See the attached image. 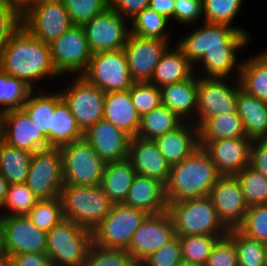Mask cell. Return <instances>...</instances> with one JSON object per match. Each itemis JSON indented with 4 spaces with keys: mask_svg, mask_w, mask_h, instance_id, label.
Segmentation results:
<instances>
[{
    "mask_svg": "<svg viewBox=\"0 0 267 266\" xmlns=\"http://www.w3.org/2000/svg\"><path fill=\"white\" fill-rule=\"evenodd\" d=\"M179 41L177 46L192 64L201 62L205 78L225 79L235 65L239 76L236 51L247 45L249 36L242 28L204 21L201 28Z\"/></svg>",
    "mask_w": 267,
    "mask_h": 266,
    "instance_id": "cell-1",
    "label": "cell"
},
{
    "mask_svg": "<svg viewBox=\"0 0 267 266\" xmlns=\"http://www.w3.org/2000/svg\"><path fill=\"white\" fill-rule=\"evenodd\" d=\"M0 69L32 89L33 83L45 76L50 79L60 76L51 61L50 45L35 38L23 24L11 34L2 50Z\"/></svg>",
    "mask_w": 267,
    "mask_h": 266,
    "instance_id": "cell-2",
    "label": "cell"
},
{
    "mask_svg": "<svg viewBox=\"0 0 267 266\" xmlns=\"http://www.w3.org/2000/svg\"><path fill=\"white\" fill-rule=\"evenodd\" d=\"M220 177L209 154L199 147L185 160L171 166L165 185L167 204L208 196Z\"/></svg>",
    "mask_w": 267,
    "mask_h": 266,
    "instance_id": "cell-3",
    "label": "cell"
},
{
    "mask_svg": "<svg viewBox=\"0 0 267 266\" xmlns=\"http://www.w3.org/2000/svg\"><path fill=\"white\" fill-rule=\"evenodd\" d=\"M60 198L64 218L92 232L109 214L114 204L100 185H63Z\"/></svg>",
    "mask_w": 267,
    "mask_h": 266,
    "instance_id": "cell-4",
    "label": "cell"
},
{
    "mask_svg": "<svg viewBox=\"0 0 267 266\" xmlns=\"http://www.w3.org/2000/svg\"><path fill=\"white\" fill-rule=\"evenodd\" d=\"M168 212L174 224L175 235L179 237L227 236L228 229L219 220L216 209L208 196L170 203Z\"/></svg>",
    "mask_w": 267,
    "mask_h": 266,
    "instance_id": "cell-5",
    "label": "cell"
},
{
    "mask_svg": "<svg viewBox=\"0 0 267 266\" xmlns=\"http://www.w3.org/2000/svg\"><path fill=\"white\" fill-rule=\"evenodd\" d=\"M93 244V232L64 219L47 232L46 254L51 266L85 263Z\"/></svg>",
    "mask_w": 267,
    "mask_h": 266,
    "instance_id": "cell-6",
    "label": "cell"
},
{
    "mask_svg": "<svg viewBox=\"0 0 267 266\" xmlns=\"http://www.w3.org/2000/svg\"><path fill=\"white\" fill-rule=\"evenodd\" d=\"M21 24L46 44H51L74 25L61 0L29 2L21 10Z\"/></svg>",
    "mask_w": 267,
    "mask_h": 266,
    "instance_id": "cell-7",
    "label": "cell"
},
{
    "mask_svg": "<svg viewBox=\"0 0 267 266\" xmlns=\"http://www.w3.org/2000/svg\"><path fill=\"white\" fill-rule=\"evenodd\" d=\"M59 149L62 154L64 185H100L106 163L84 138Z\"/></svg>",
    "mask_w": 267,
    "mask_h": 266,
    "instance_id": "cell-8",
    "label": "cell"
},
{
    "mask_svg": "<svg viewBox=\"0 0 267 266\" xmlns=\"http://www.w3.org/2000/svg\"><path fill=\"white\" fill-rule=\"evenodd\" d=\"M140 209L114 203L109 214L93 232V244L107 249L127 250L132 236L147 217Z\"/></svg>",
    "mask_w": 267,
    "mask_h": 266,
    "instance_id": "cell-9",
    "label": "cell"
},
{
    "mask_svg": "<svg viewBox=\"0 0 267 266\" xmlns=\"http://www.w3.org/2000/svg\"><path fill=\"white\" fill-rule=\"evenodd\" d=\"M82 76L105 93L126 91L135 83L123 49L92 54Z\"/></svg>",
    "mask_w": 267,
    "mask_h": 266,
    "instance_id": "cell-10",
    "label": "cell"
},
{
    "mask_svg": "<svg viewBox=\"0 0 267 266\" xmlns=\"http://www.w3.org/2000/svg\"><path fill=\"white\" fill-rule=\"evenodd\" d=\"M26 184L39 200L61 196L64 180L59 148H49L32 154Z\"/></svg>",
    "mask_w": 267,
    "mask_h": 266,
    "instance_id": "cell-11",
    "label": "cell"
},
{
    "mask_svg": "<svg viewBox=\"0 0 267 266\" xmlns=\"http://www.w3.org/2000/svg\"><path fill=\"white\" fill-rule=\"evenodd\" d=\"M49 45L52 64L60 76L66 71L82 75L87 70L93 53L82 25H73Z\"/></svg>",
    "mask_w": 267,
    "mask_h": 266,
    "instance_id": "cell-12",
    "label": "cell"
},
{
    "mask_svg": "<svg viewBox=\"0 0 267 266\" xmlns=\"http://www.w3.org/2000/svg\"><path fill=\"white\" fill-rule=\"evenodd\" d=\"M60 93L82 132L103 119L105 92L82 75Z\"/></svg>",
    "mask_w": 267,
    "mask_h": 266,
    "instance_id": "cell-13",
    "label": "cell"
},
{
    "mask_svg": "<svg viewBox=\"0 0 267 266\" xmlns=\"http://www.w3.org/2000/svg\"><path fill=\"white\" fill-rule=\"evenodd\" d=\"M3 250L7 261L22 253H44L47 233L37 228L27 215L0 216Z\"/></svg>",
    "mask_w": 267,
    "mask_h": 266,
    "instance_id": "cell-14",
    "label": "cell"
},
{
    "mask_svg": "<svg viewBox=\"0 0 267 266\" xmlns=\"http://www.w3.org/2000/svg\"><path fill=\"white\" fill-rule=\"evenodd\" d=\"M124 17L107 7L82 26L90 51L95 54L103 51L124 49L130 30Z\"/></svg>",
    "mask_w": 267,
    "mask_h": 266,
    "instance_id": "cell-15",
    "label": "cell"
},
{
    "mask_svg": "<svg viewBox=\"0 0 267 266\" xmlns=\"http://www.w3.org/2000/svg\"><path fill=\"white\" fill-rule=\"evenodd\" d=\"M201 77V78H200ZM198 78L197 127L208 117L237 111V97L241 88L239 80L228 85L225 79ZM203 77V78H202Z\"/></svg>",
    "mask_w": 267,
    "mask_h": 266,
    "instance_id": "cell-16",
    "label": "cell"
},
{
    "mask_svg": "<svg viewBox=\"0 0 267 266\" xmlns=\"http://www.w3.org/2000/svg\"><path fill=\"white\" fill-rule=\"evenodd\" d=\"M174 236V224L168 210L158 214H148L133 234L127 251L139 265Z\"/></svg>",
    "mask_w": 267,
    "mask_h": 266,
    "instance_id": "cell-17",
    "label": "cell"
},
{
    "mask_svg": "<svg viewBox=\"0 0 267 266\" xmlns=\"http://www.w3.org/2000/svg\"><path fill=\"white\" fill-rule=\"evenodd\" d=\"M217 216L229 229H237L245 218L248 206L235 176H221L208 194Z\"/></svg>",
    "mask_w": 267,
    "mask_h": 266,
    "instance_id": "cell-18",
    "label": "cell"
},
{
    "mask_svg": "<svg viewBox=\"0 0 267 266\" xmlns=\"http://www.w3.org/2000/svg\"><path fill=\"white\" fill-rule=\"evenodd\" d=\"M168 41L157 38H143L129 34L124 53L129 71L135 82H149L162 54L168 48Z\"/></svg>",
    "mask_w": 267,
    "mask_h": 266,
    "instance_id": "cell-19",
    "label": "cell"
},
{
    "mask_svg": "<svg viewBox=\"0 0 267 266\" xmlns=\"http://www.w3.org/2000/svg\"><path fill=\"white\" fill-rule=\"evenodd\" d=\"M4 142L30 153L50 148L47 137L22 109L2 113Z\"/></svg>",
    "mask_w": 267,
    "mask_h": 266,
    "instance_id": "cell-20",
    "label": "cell"
},
{
    "mask_svg": "<svg viewBox=\"0 0 267 266\" xmlns=\"http://www.w3.org/2000/svg\"><path fill=\"white\" fill-rule=\"evenodd\" d=\"M252 140L248 137L200 142L221 176H235L250 166Z\"/></svg>",
    "mask_w": 267,
    "mask_h": 266,
    "instance_id": "cell-21",
    "label": "cell"
},
{
    "mask_svg": "<svg viewBox=\"0 0 267 266\" xmlns=\"http://www.w3.org/2000/svg\"><path fill=\"white\" fill-rule=\"evenodd\" d=\"M83 138L105 162H118L128 158L131 137L104 119L83 132Z\"/></svg>",
    "mask_w": 267,
    "mask_h": 266,
    "instance_id": "cell-22",
    "label": "cell"
},
{
    "mask_svg": "<svg viewBox=\"0 0 267 266\" xmlns=\"http://www.w3.org/2000/svg\"><path fill=\"white\" fill-rule=\"evenodd\" d=\"M136 174L144 175L167 184L171 165L159 151L154 140L132 137L127 158Z\"/></svg>",
    "mask_w": 267,
    "mask_h": 266,
    "instance_id": "cell-23",
    "label": "cell"
},
{
    "mask_svg": "<svg viewBox=\"0 0 267 266\" xmlns=\"http://www.w3.org/2000/svg\"><path fill=\"white\" fill-rule=\"evenodd\" d=\"M192 125L189 121L183 122L175 130L154 139L171 166L182 162L200 147L198 127Z\"/></svg>",
    "mask_w": 267,
    "mask_h": 266,
    "instance_id": "cell-24",
    "label": "cell"
},
{
    "mask_svg": "<svg viewBox=\"0 0 267 266\" xmlns=\"http://www.w3.org/2000/svg\"><path fill=\"white\" fill-rule=\"evenodd\" d=\"M123 204L147 214L162 213L168 210L165 185L151 177L136 174Z\"/></svg>",
    "mask_w": 267,
    "mask_h": 266,
    "instance_id": "cell-25",
    "label": "cell"
},
{
    "mask_svg": "<svg viewBox=\"0 0 267 266\" xmlns=\"http://www.w3.org/2000/svg\"><path fill=\"white\" fill-rule=\"evenodd\" d=\"M103 119L131 138L137 136L141 116L132 103L130 89L105 93Z\"/></svg>",
    "mask_w": 267,
    "mask_h": 266,
    "instance_id": "cell-26",
    "label": "cell"
},
{
    "mask_svg": "<svg viewBox=\"0 0 267 266\" xmlns=\"http://www.w3.org/2000/svg\"><path fill=\"white\" fill-rule=\"evenodd\" d=\"M160 89L162 105H165L184 122L189 121V117H193L192 113H196L198 101V77L195 71L189 79Z\"/></svg>",
    "mask_w": 267,
    "mask_h": 266,
    "instance_id": "cell-27",
    "label": "cell"
},
{
    "mask_svg": "<svg viewBox=\"0 0 267 266\" xmlns=\"http://www.w3.org/2000/svg\"><path fill=\"white\" fill-rule=\"evenodd\" d=\"M193 67L194 65L178 46H175L173 50L167 48L155 67L149 82L161 88L184 81L193 75Z\"/></svg>",
    "mask_w": 267,
    "mask_h": 266,
    "instance_id": "cell-28",
    "label": "cell"
},
{
    "mask_svg": "<svg viewBox=\"0 0 267 266\" xmlns=\"http://www.w3.org/2000/svg\"><path fill=\"white\" fill-rule=\"evenodd\" d=\"M237 113L249 139L252 141L267 139V102L253 97L240 88L237 97Z\"/></svg>",
    "mask_w": 267,
    "mask_h": 266,
    "instance_id": "cell-29",
    "label": "cell"
},
{
    "mask_svg": "<svg viewBox=\"0 0 267 266\" xmlns=\"http://www.w3.org/2000/svg\"><path fill=\"white\" fill-rule=\"evenodd\" d=\"M135 175L128 159L106 163L100 187L113 203H123Z\"/></svg>",
    "mask_w": 267,
    "mask_h": 266,
    "instance_id": "cell-30",
    "label": "cell"
},
{
    "mask_svg": "<svg viewBox=\"0 0 267 266\" xmlns=\"http://www.w3.org/2000/svg\"><path fill=\"white\" fill-rule=\"evenodd\" d=\"M238 80L243 91L267 102V50L241 64Z\"/></svg>",
    "mask_w": 267,
    "mask_h": 266,
    "instance_id": "cell-31",
    "label": "cell"
},
{
    "mask_svg": "<svg viewBox=\"0 0 267 266\" xmlns=\"http://www.w3.org/2000/svg\"><path fill=\"white\" fill-rule=\"evenodd\" d=\"M198 131L200 142L247 137L237 111L206 118L198 126Z\"/></svg>",
    "mask_w": 267,
    "mask_h": 266,
    "instance_id": "cell-32",
    "label": "cell"
},
{
    "mask_svg": "<svg viewBox=\"0 0 267 266\" xmlns=\"http://www.w3.org/2000/svg\"><path fill=\"white\" fill-rule=\"evenodd\" d=\"M32 93L33 90L30 92L28 98L21 108L47 137L51 148L52 121L55 107L63 100L61 93H40V95H32Z\"/></svg>",
    "mask_w": 267,
    "mask_h": 266,
    "instance_id": "cell-33",
    "label": "cell"
},
{
    "mask_svg": "<svg viewBox=\"0 0 267 266\" xmlns=\"http://www.w3.org/2000/svg\"><path fill=\"white\" fill-rule=\"evenodd\" d=\"M32 154L11 147L5 142L0 146V173L9 185L26 183Z\"/></svg>",
    "mask_w": 267,
    "mask_h": 266,
    "instance_id": "cell-34",
    "label": "cell"
},
{
    "mask_svg": "<svg viewBox=\"0 0 267 266\" xmlns=\"http://www.w3.org/2000/svg\"><path fill=\"white\" fill-rule=\"evenodd\" d=\"M183 122L175 113L161 104L151 112L141 116L137 136L143 139L154 140L165 133L175 130Z\"/></svg>",
    "mask_w": 267,
    "mask_h": 266,
    "instance_id": "cell-35",
    "label": "cell"
},
{
    "mask_svg": "<svg viewBox=\"0 0 267 266\" xmlns=\"http://www.w3.org/2000/svg\"><path fill=\"white\" fill-rule=\"evenodd\" d=\"M83 138V132L62 100L56 107L51 128V148H60Z\"/></svg>",
    "mask_w": 267,
    "mask_h": 266,
    "instance_id": "cell-36",
    "label": "cell"
},
{
    "mask_svg": "<svg viewBox=\"0 0 267 266\" xmlns=\"http://www.w3.org/2000/svg\"><path fill=\"white\" fill-rule=\"evenodd\" d=\"M168 22L167 18L147 7L132 19L130 34L168 41L170 38L165 30Z\"/></svg>",
    "mask_w": 267,
    "mask_h": 266,
    "instance_id": "cell-37",
    "label": "cell"
},
{
    "mask_svg": "<svg viewBox=\"0 0 267 266\" xmlns=\"http://www.w3.org/2000/svg\"><path fill=\"white\" fill-rule=\"evenodd\" d=\"M227 237L235 245L238 266H263L265 244L245 236L238 229H229Z\"/></svg>",
    "mask_w": 267,
    "mask_h": 266,
    "instance_id": "cell-38",
    "label": "cell"
},
{
    "mask_svg": "<svg viewBox=\"0 0 267 266\" xmlns=\"http://www.w3.org/2000/svg\"><path fill=\"white\" fill-rule=\"evenodd\" d=\"M30 88L24 81L9 76L0 69V112L20 109L28 98Z\"/></svg>",
    "mask_w": 267,
    "mask_h": 266,
    "instance_id": "cell-39",
    "label": "cell"
},
{
    "mask_svg": "<svg viewBox=\"0 0 267 266\" xmlns=\"http://www.w3.org/2000/svg\"><path fill=\"white\" fill-rule=\"evenodd\" d=\"M235 177L240 183L248 207L267 203V178L252 167H245Z\"/></svg>",
    "mask_w": 267,
    "mask_h": 266,
    "instance_id": "cell-40",
    "label": "cell"
},
{
    "mask_svg": "<svg viewBox=\"0 0 267 266\" xmlns=\"http://www.w3.org/2000/svg\"><path fill=\"white\" fill-rule=\"evenodd\" d=\"M225 236L189 235L180 238L182 260L205 266L216 242Z\"/></svg>",
    "mask_w": 267,
    "mask_h": 266,
    "instance_id": "cell-41",
    "label": "cell"
},
{
    "mask_svg": "<svg viewBox=\"0 0 267 266\" xmlns=\"http://www.w3.org/2000/svg\"><path fill=\"white\" fill-rule=\"evenodd\" d=\"M27 216L37 228L47 233L65 219L62 200L60 197L39 200Z\"/></svg>",
    "mask_w": 267,
    "mask_h": 266,
    "instance_id": "cell-42",
    "label": "cell"
},
{
    "mask_svg": "<svg viewBox=\"0 0 267 266\" xmlns=\"http://www.w3.org/2000/svg\"><path fill=\"white\" fill-rule=\"evenodd\" d=\"M39 201L26 183L8 185L7 195L1 209L10 210L0 216L27 215Z\"/></svg>",
    "mask_w": 267,
    "mask_h": 266,
    "instance_id": "cell-43",
    "label": "cell"
},
{
    "mask_svg": "<svg viewBox=\"0 0 267 266\" xmlns=\"http://www.w3.org/2000/svg\"><path fill=\"white\" fill-rule=\"evenodd\" d=\"M237 229L245 236L267 245V203L248 207Z\"/></svg>",
    "mask_w": 267,
    "mask_h": 266,
    "instance_id": "cell-44",
    "label": "cell"
},
{
    "mask_svg": "<svg viewBox=\"0 0 267 266\" xmlns=\"http://www.w3.org/2000/svg\"><path fill=\"white\" fill-rule=\"evenodd\" d=\"M130 95L140 116L162 104L161 89L150 82H135L130 88Z\"/></svg>",
    "mask_w": 267,
    "mask_h": 266,
    "instance_id": "cell-45",
    "label": "cell"
},
{
    "mask_svg": "<svg viewBox=\"0 0 267 266\" xmlns=\"http://www.w3.org/2000/svg\"><path fill=\"white\" fill-rule=\"evenodd\" d=\"M243 0H203L204 21L229 24L239 13Z\"/></svg>",
    "mask_w": 267,
    "mask_h": 266,
    "instance_id": "cell-46",
    "label": "cell"
},
{
    "mask_svg": "<svg viewBox=\"0 0 267 266\" xmlns=\"http://www.w3.org/2000/svg\"><path fill=\"white\" fill-rule=\"evenodd\" d=\"M86 262L89 266H139L124 249H107L92 244Z\"/></svg>",
    "mask_w": 267,
    "mask_h": 266,
    "instance_id": "cell-47",
    "label": "cell"
},
{
    "mask_svg": "<svg viewBox=\"0 0 267 266\" xmlns=\"http://www.w3.org/2000/svg\"><path fill=\"white\" fill-rule=\"evenodd\" d=\"M74 25H83L109 7V0H61Z\"/></svg>",
    "mask_w": 267,
    "mask_h": 266,
    "instance_id": "cell-48",
    "label": "cell"
},
{
    "mask_svg": "<svg viewBox=\"0 0 267 266\" xmlns=\"http://www.w3.org/2000/svg\"><path fill=\"white\" fill-rule=\"evenodd\" d=\"M181 261L180 238L175 235L163 247L145 258L139 266H177Z\"/></svg>",
    "mask_w": 267,
    "mask_h": 266,
    "instance_id": "cell-49",
    "label": "cell"
},
{
    "mask_svg": "<svg viewBox=\"0 0 267 266\" xmlns=\"http://www.w3.org/2000/svg\"><path fill=\"white\" fill-rule=\"evenodd\" d=\"M21 25V9L12 3L0 1V54L11 34Z\"/></svg>",
    "mask_w": 267,
    "mask_h": 266,
    "instance_id": "cell-50",
    "label": "cell"
},
{
    "mask_svg": "<svg viewBox=\"0 0 267 266\" xmlns=\"http://www.w3.org/2000/svg\"><path fill=\"white\" fill-rule=\"evenodd\" d=\"M205 266H238L235 245L227 236L216 242Z\"/></svg>",
    "mask_w": 267,
    "mask_h": 266,
    "instance_id": "cell-51",
    "label": "cell"
},
{
    "mask_svg": "<svg viewBox=\"0 0 267 266\" xmlns=\"http://www.w3.org/2000/svg\"><path fill=\"white\" fill-rule=\"evenodd\" d=\"M203 15L202 0H175V20L194 23Z\"/></svg>",
    "mask_w": 267,
    "mask_h": 266,
    "instance_id": "cell-52",
    "label": "cell"
},
{
    "mask_svg": "<svg viewBox=\"0 0 267 266\" xmlns=\"http://www.w3.org/2000/svg\"><path fill=\"white\" fill-rule=\"evenodd\" d=\"M250 167L267 178V139L252 141Z\"/></svg>",
    "mask_w": 267,
    "mask_h": 266,
    "instance_id": "cell-53",
    "label": "cell"
},
{
    "mask_svg": "<svg viewBox=\"0 0 267 266\" xmlns=\"http://www.w3.org/2000/svg\"><path fill=\"white\" fill-rule=\"evenodd\" d=\"M150 0H109V7L122 17H134L149 6Z\"/></svg>",
    "mask_w": 267,
    "mask_h": 266,
    "instance_id": "cell-54",
    "label": "cell"
},
{
    "mask_svg": "<svg viewBox=\"0 0 267 266\" xmlns=\"http://www.w3.org/2000/svg\"><path fill=\"white\" fill-rule=\"evenodd\" d=\"M11 266H51L49 257L44 253H22L7 261Z\"/></svg>",
    "mask_w": 267,
    "mask_h": 266,
    "instance_id": "cell-55",
    "label": "cell"
},
{
    "mask_svg": "<svg viewBox=\"0 0 267 266\" xmlns=\"http://www.w3.org/2000/svg\"><path fill=\"white\" fill-rule=\"evenodd\" d=\"M148 7L168 20H175V0H150Z\"/></svg>",
    "mask_w": 267,
    "mask_h": 266,
    "instance_id": "cell-56",
    "label": "cell"
},
{
    "mask_svg": "<svg viewBox=\"0 0 267 266\" xmlns=\"http://www.w3.org/2000/svg\"><path fill=\"white\" fill-rule=\"evenodd\" d=\"M8 182L3 177V175L0 173V210L2 208V205L4 204L6 195H7V189H8Z\"/></svg>",
    "mask_w": 267,
    "mask_h": 266,
    "instance_id": "cell-57",
    "label": "cell"
},
{
    "mask_svg": "<svg viewBox=\"0 0 267 266\" xmlns=\"http://www.w3.org/2000/svg\"><path fill=\"white\" fill-rule=\"evenodd\" d=\"M6 262H7V259L5 257L4 250H3L2 228L0 225V263H6Z\"/></svg>",
    "mask_w": 267,
    "mask_h": 266,
    "instance_id": "cell-58",
    "label": "cell"
},
{
    "mask_svg": "<svg viewBox=\"0 0 267 266\" xmlns=\"http://www.w3.org/2000/svg\"><path fill=\"white\" fill-rule=\"evenodd\" d=\"M31 1H33V0H9V3L14 4L19 9L22 10Z\"/></svg>",
    "mask_w": 267,
    "mask_h": 266,
    "instance_id": "cell-59",
    "label": "cell"
},
{
    "mask_svg": "<svg viewBox=\"0 0 267 266\" xmlns=\"http://www.w3.org/2000/svg\"><path fill=\"white\" fill-rule=\"evenodd\" d=\"M4 142V135H3V117L2 112H0V146Z\"/></svg>",
    "mask_w": 267,
    "mask_h": 266,
    "instance_id": "cell-60",
    "label": "cell"
},
{
    "mask_svg": "<svg viewBox=\"0 0 267 266\" xmlns=\"http://www.w3.org/2000/svg\"><path fill=\"white\" fill-rule=\"evenodd\" d=\"M177 266H201V265L182 260Z\"/></svg>",
    "mask_w": 267,
    "mask_h": 266,
    "instance_id": "cell-61",
    "label": "cell"
},
{
    "mask_svg": "<svg viewBox=\"0 0 267 266\" xmlns=\"http://www.w3.org/2000/svg\"><path fill=\"white\" fill-rule=\"evenodd\" d=\"M263 266H267V245H266V249H265L264 264H263Z\"/></svg>",
    "mask_w": 267,
    "mask_h": 266,
    "instance_id": "cell-62",
    "label": "cell"
},
{
    "mask_svg": "<svg viewBox=\"0 0 267 266\" xmlns=\"http://www.w3.org/2000/svg\"><path fill=\"white\" fill-rule=\"evenodd\" d=\"M78 266H89V264L87 262L79 264Z\"/></svg>",
    "mask_w": 267,
    "mask_h": 266,
    "instance_id": "cell-63",
    "label": "cell"
},
{
    "mask_svg": "<svg viewBox=\"0 0 267 266\" xmlns=\"http://www.w3.org/2000/svg\"><path fill=\"white\" fill-rule=\"evenodd\" d=\"M1 266H11L8 262L2 264Z\"/></svg>",
    "mask_w": 267,
    "mask_h": 266,
    "instance_id": "cell-64",
    "label": "cell"
}]
</instances>
